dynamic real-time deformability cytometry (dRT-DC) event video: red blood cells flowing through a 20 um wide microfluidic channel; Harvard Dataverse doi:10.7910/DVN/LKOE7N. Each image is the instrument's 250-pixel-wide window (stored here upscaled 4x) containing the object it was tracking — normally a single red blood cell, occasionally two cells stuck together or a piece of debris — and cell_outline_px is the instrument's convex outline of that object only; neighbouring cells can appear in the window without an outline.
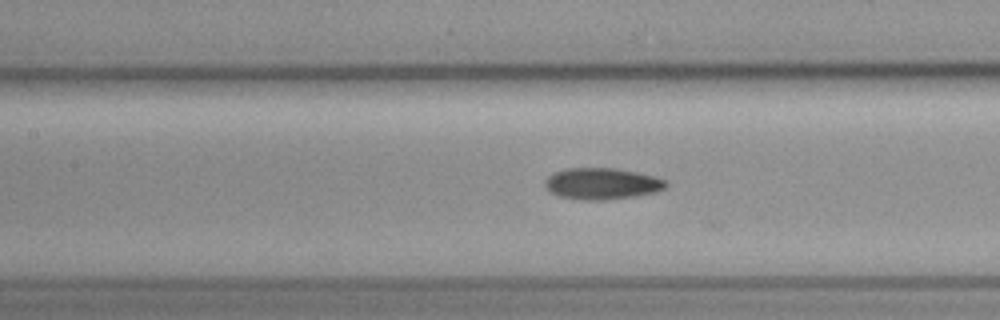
{"species": "common noctule bat (a hibernating species)", "species_latin": "Nyctalus noctula", "temperature_condition": "cold", "stored_images_in_passage": 27, "camera_frame_rate_fps": 3000, "um_per_image_px": 0.085, "animal": {"sex": "female", "body_mass_g": 19.3, "forearm_length_mm": 54.1}, "frame": {"image": 1, "passage_image": 8, "time_ms": 2.333, "image_size_px": [1000, 320], "cell_outline_px": [[668, 184], [664, 188], [656, 192], [636, 196], [608, 200], [580, 200], [560, 196], [552, 192], [544, 184], [544, 180], [552, 172], [564, 168], [616, 168], [656, 176], [664, 180]], "centroid_in_image_um": [51.16, 15.6], "position_along_channel_um": 156.2, "area_um2": 22.31}}
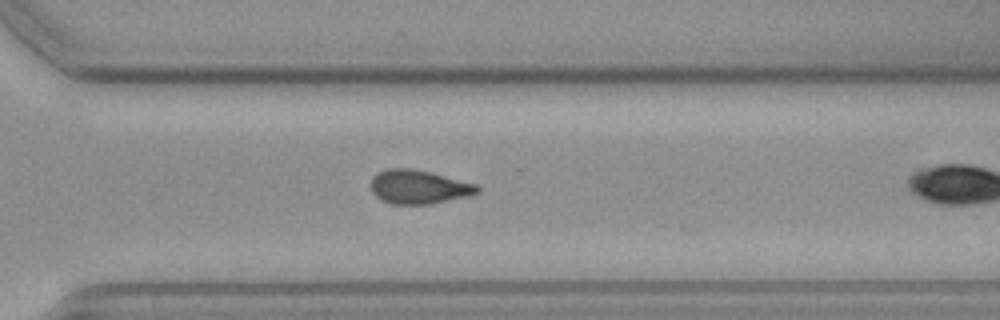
{"frame": {"image": 2, "passage_image": 23, "time_ms": 7.333, "image_size_px": [1000, 320], "cell_outline_px": [[480, 192], [468, 196], [428, 204], [392, 204], [380, 200], [372, 192], [372, 176], [376, 172], [388, 168], [412, 168], [432, 172], [476, 184], [480, 188]], "centroid_in_image_um": [35.58, 15.88], "position_along_channel_um": 335.0, "area_um2": 21.1}}